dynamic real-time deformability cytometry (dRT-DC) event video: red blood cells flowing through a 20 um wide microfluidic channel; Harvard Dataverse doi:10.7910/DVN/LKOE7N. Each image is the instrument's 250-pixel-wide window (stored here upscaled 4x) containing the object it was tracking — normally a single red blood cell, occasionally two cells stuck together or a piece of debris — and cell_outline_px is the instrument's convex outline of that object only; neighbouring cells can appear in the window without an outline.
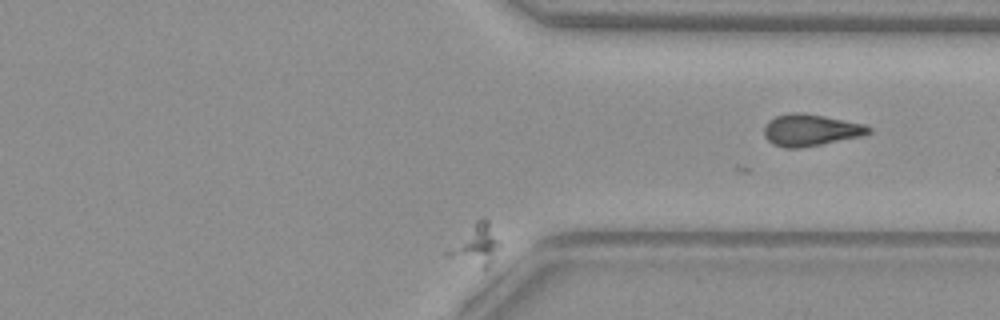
{"species": "common noctule bat (a hibernating species)", "species_latin": "Nyctalus noctula", "temperature_condition": "warm", "stored_images_in_passage": 44, "camera_frame_rate_fps": 3000, "um_per_image_px": 0.085, "animal": {"sex": "female", "body_mass_g": 29.2, "forearm_length_mm": 56.3}, "frame": {"image": 1, "passage_image": 42, "time_ms": 13.667, "image_size_px": [1000, 320], "cell_outline_px": [[500, 244], [488, 268], [484, 268], [444, 256], [444, 252], [476, 220], [484, 216], [488, 220]], "centroid_in_image_um": [40.41, 20.81], "position_along_channel_um": 371.0, "area_um2": 12.08}}